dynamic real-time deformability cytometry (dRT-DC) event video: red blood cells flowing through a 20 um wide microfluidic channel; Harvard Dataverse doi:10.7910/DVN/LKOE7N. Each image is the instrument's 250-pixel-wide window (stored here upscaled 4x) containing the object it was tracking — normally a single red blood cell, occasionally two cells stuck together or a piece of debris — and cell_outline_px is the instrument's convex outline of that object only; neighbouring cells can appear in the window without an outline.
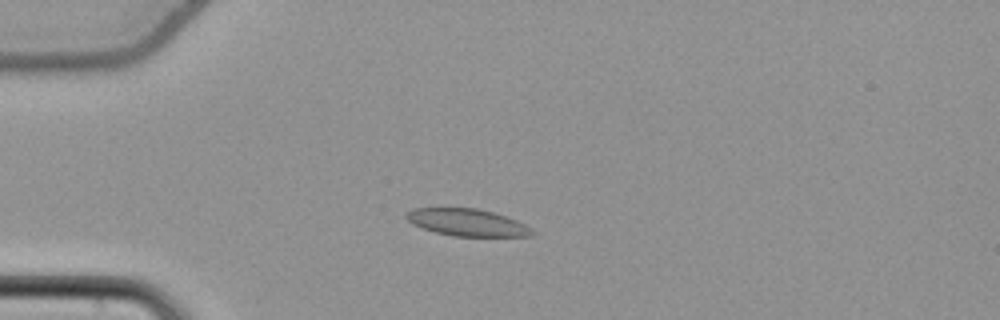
{"species": "common noctule bat (a hibernating species)", "species_latin": "Nyctalus noctula", "temperature_condition": "cold", "stored_images_in_passage": 55, "camera_frame_rate_fps": 3000, "um_per_image_px": 0.085, "animal": {"sex": "female", "body_mass_g": 22.7, "forearm_length_mm": 54.2}, "frame": {"image": 1, "passage_image": 15, "time_ms": 4.667, "image_size_px": [1000, 320], "cell_outline_px": [[536, 232], [532, 236], [452, 236], [436, 232], [412, 224], [404, 216], [412, 208], [476, 208], [492, 212], [516, 220], [532, 228]], "centroid_in_image_um": [39.72, 18.91], "position_along_channel_um": 45.3, "area_um2": 19.77}}
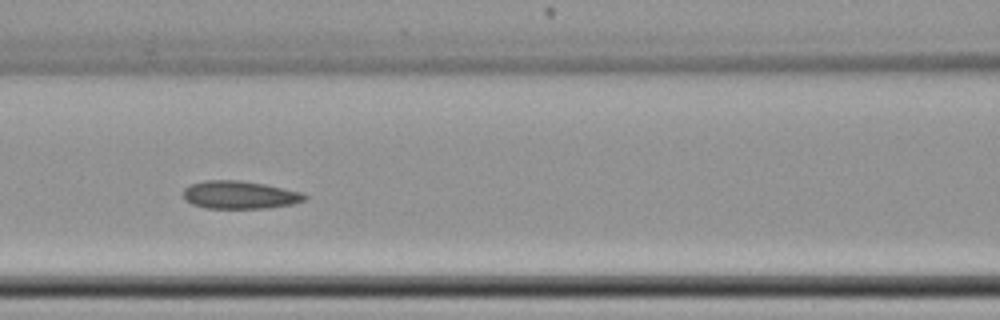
{"frame": {"image": 2, "passage_image": 25, "time_ms": 8.0, "image_size_px": [1000, 320], "cell_outline_px": [[308, 196], [304, 200], [292, 204], [268, 208], [208, 208], [192, 204], [184, 200], [184, 188], [192, 184], [204, 180], [240, 180], [264, 184], [300, 192]], "centroid_in_image_um": [20.35, 16.56], "position_along_channel_um": 146.3, "area_um2": 19.59}}
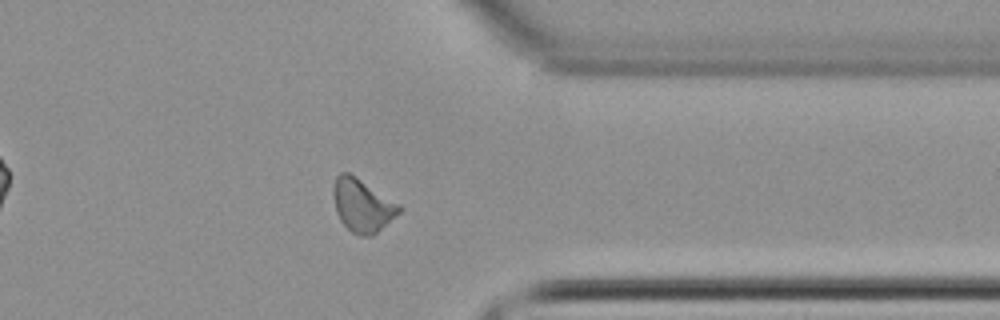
{"frame": {"image": 3, "passage_image": 44, "time_ms": 14.333, "image_size_px": [1000, 320], "cell_outline_px": [[404, 208], [400, 212], [372, 236], [360, 236], [352, 232], [340, 220], [336, 212], [332, 192], [332, 188], [336, 176], [340, 172], [348, 172], [356, 176], [400, 204]], "centroid_in_image_um": [30.79, 17.44], "position_along_channel_um": 380.6, "area_um2": 20.4}, "authors_computed_cell_mechanics": {"area_um2": 19.8832, "velocity_mm_per_s": 3.7986, "shape_relaxation_time_tau1_ms": null, "shape_relaxation_time_tau2_ms": 5.9039, "deformation_change_tau1": null, "deformation_change_tau2": 0.0809}}